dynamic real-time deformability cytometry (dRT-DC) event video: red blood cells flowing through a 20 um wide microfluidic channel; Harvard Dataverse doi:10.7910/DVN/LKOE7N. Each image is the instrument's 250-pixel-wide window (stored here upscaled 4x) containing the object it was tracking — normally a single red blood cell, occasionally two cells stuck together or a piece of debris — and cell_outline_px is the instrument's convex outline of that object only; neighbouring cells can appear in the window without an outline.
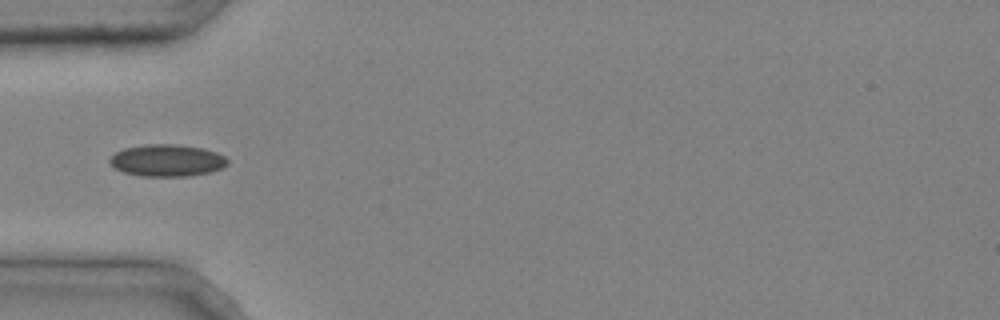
{"species": "common noctule bat (a hibernating species)", "species_latin": "Nyctalus noctula", "temperature_condition": "cold", "stored_images_in_passage": 5, "camera_frame_rate_fps": 3000, "um_per_image_px": 0.085, "animal": {"sex": "male", "body_mass_g": 20.4}, "frame": {"image": 1, "passage_image": 5, "time_ms": 1.333, "image_size_px": [1000, 320], "cell_outline_px": [[228, 164], [220, 168], [208, 172], [188, 176], [140, 176], [124, 172], [116, 168], [108, 160], [116, 152], [124, 148], [144, 144], [176, 144], [204, 148], [216, 152], [224, 156], [228, 160]], "centroid_in_image_um": [14.2, 13.62], "position_along_channel_um": 70.8, "area_um2": 21.85}}